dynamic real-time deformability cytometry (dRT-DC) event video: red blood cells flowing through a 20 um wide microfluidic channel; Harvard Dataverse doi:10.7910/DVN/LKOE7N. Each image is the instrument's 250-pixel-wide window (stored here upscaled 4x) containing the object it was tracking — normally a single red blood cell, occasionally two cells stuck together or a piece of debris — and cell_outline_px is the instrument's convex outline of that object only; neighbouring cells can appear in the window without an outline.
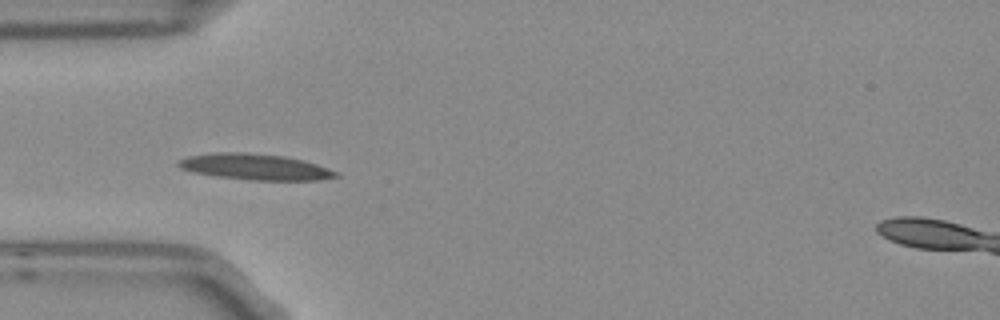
{"species": "Egyptian fruit bat (a non-hibernating species)", "species_latin": "Rousettus aegyptiacus", "temperature_condition": "room temperature", "stored_images_in_passage": 6, "camera_frame_rate_fps": 3000, "um_per_image_px": 0.085, "frame": {"image": 1, "passage_image": 5, "time_ms": 1.333, "image_size_px": [1000, 320], "cell_outline_px": [[340, 176], [320, 180], [252, 180], [216, 176], [196, 172], [180, 168], [176, 164], [180, 160], [188, 156], [216, 152], [244, 152], [284, 156], [304, 160], [328, 168], [336, 172]], "centroid_in_image_um": [21.7, 14.18], "position_along_channel_um": 63.3, "area_um2": 23.7}}
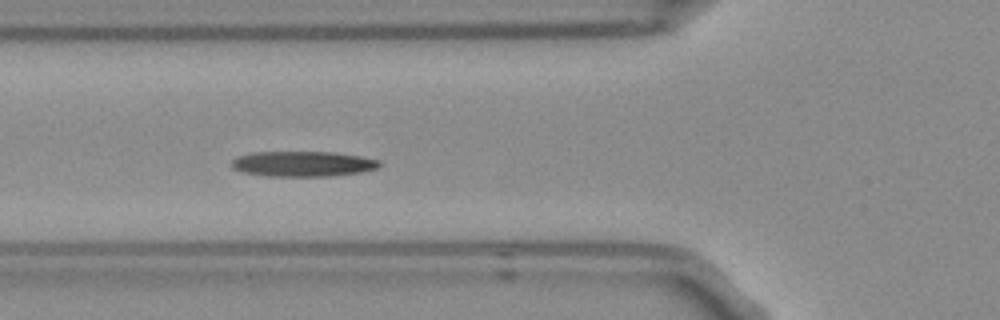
{"frame": {"image": 2, "passage_image": 6, "time_ms": 1.667, "image_size_px": [1000, 320], "cell_outline_px": [[380, 168], [360, 172], [332, 176], [264, 176], [240, 172], [232, 168], [232, 160], [236, 156], [252, 152], [332, 152], [360, 156], [380, 160]], "centroid_in_image_um": [25.71, 13.93], "position_along_channel_um": 100.1, "area_um2": 22.02}}